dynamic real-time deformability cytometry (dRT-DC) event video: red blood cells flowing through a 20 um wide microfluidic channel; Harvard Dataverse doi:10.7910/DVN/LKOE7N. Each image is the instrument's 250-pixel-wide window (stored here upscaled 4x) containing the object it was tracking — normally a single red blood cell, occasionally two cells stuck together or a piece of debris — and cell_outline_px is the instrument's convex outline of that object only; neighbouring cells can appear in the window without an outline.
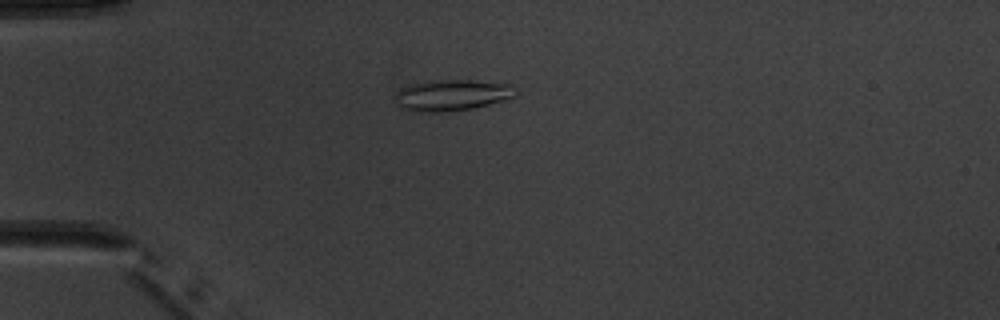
{"species": "common noctule bat (a hibernating species)", "species_latin": "Nyctalus noctula", "temperature_condition": "warm", "stored_images_in_passage": 5, "camera_frame_rate_fps": 3000, "um_per_image_px": 0.085, "animal": {"sex": "male", "body_mass_g": 20.1, "forearm_length_mm": 53.5}, "frame": {"image": 1, "passage_image": 5, "time_ms": 4.667, "image_size_px": [1000, 320], "cell_outline_px": [[520, 92], [516, 96], [488, 104], [472, 108], [444, 112], [408, 112], [400, 108], [396, 104], [396, 92], [400, 88], [412, 84], [432, 80], [472, 80], [508, 84], [516, 88]], "centroid_in_image_um": [38.38, 8.1], "position_along_channel_um": 46.6, "area_um2": 22.08}}